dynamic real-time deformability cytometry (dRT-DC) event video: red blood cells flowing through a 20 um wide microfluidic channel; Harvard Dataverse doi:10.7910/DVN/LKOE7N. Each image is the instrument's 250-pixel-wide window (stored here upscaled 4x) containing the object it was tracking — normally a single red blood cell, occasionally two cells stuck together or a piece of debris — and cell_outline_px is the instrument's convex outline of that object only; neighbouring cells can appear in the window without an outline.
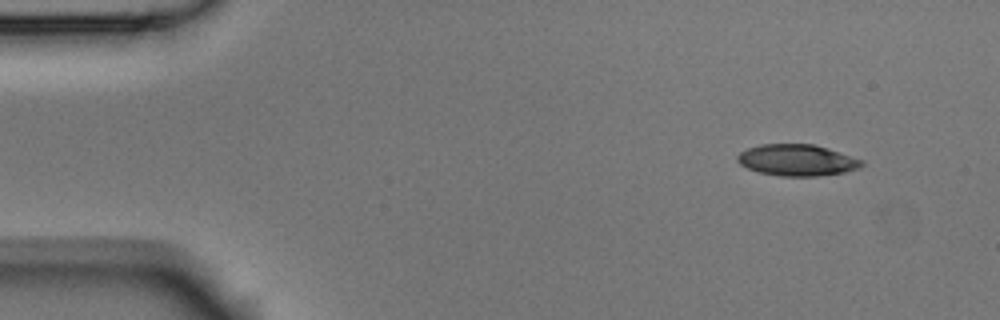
{"species": "Egyptian fruit bat (a non-hibernating species)", "species_latin": "Rousettus aegyptiacus", "temperature_condition": "room temperature", "stored_images_in_passage": 4, "camera_frame_rate_fps": 3000, "um_per_image_px": 0.085, "animal": {"sex": "male"}, "frame": {"image": 1, "passage_image": 1, "time_ms": 0.0, "image_size_px": [1000, 320], "cell_outline_px": [[864, 164], [860, 168], [844, 172], [816, 176], [780, 176], [760, 172], [748, 168], [740, 164], [736, 160], [736, 156], [740, 152], [748, 148], [760, 144], [812, 144], [828, 148], [864, 160]], "centroid_in_image_um": [67.76, 13.61], "position_along_channel_um": 17.2, "area_um2": 22.77}}
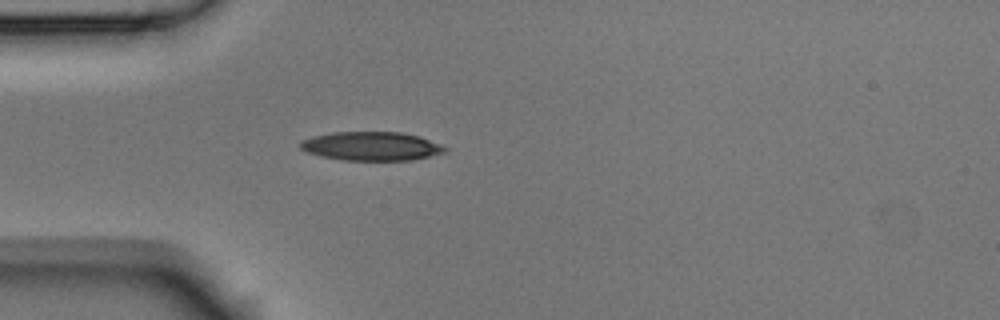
{"frame": {"image": 2, "passage_image": 4, "time_ms": 1.0, "image_size_px": [1000, 320], "cell_outline_px": [[448, 148], [444, 152], [412, 160], [344, 160], [324, 156], [308, 152], [300, 148], [300, 140], [312, 136], [332, 132], [400, 132], [420, 136], [440, 144]], "centroid_in_image_um": [31.56, 12.41], "position_along_channel_um": 53.4, "area_um2": 24.1}}